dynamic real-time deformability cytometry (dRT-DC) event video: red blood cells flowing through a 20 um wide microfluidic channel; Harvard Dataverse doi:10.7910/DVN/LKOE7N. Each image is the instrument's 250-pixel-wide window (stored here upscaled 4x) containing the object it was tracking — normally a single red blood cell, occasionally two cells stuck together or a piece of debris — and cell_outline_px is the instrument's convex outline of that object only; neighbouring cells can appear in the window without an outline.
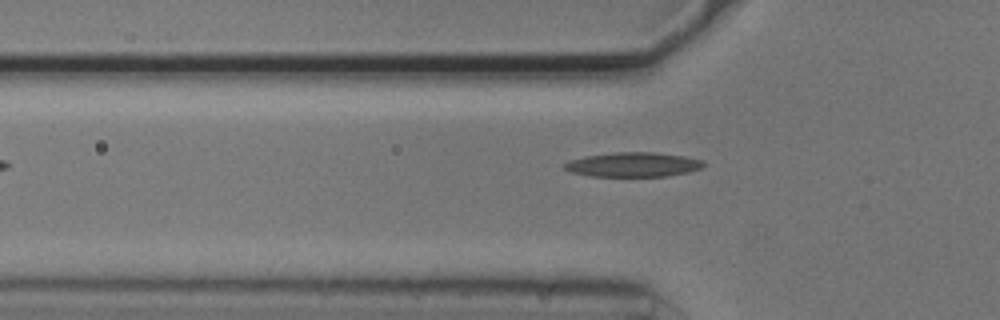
{"species": "common noctule bat (a hibernating species)", "species_latin": "Nyctalus noctula", "temperature_condition": "cold", "stored_images_in_passage": 38, "camera_frame_rate_fps": 3000, "um_per_image_px": 0.085, "animal": {"sex": "male", "body_mass_g": 20.5, "forearm_length_mm": 52.5}, "frame": {"image": 1, "passage_image": 3, "time_ms": 0.667, "image_size_px": [1000, 320], "cell_outline_px": [[704, 164], [700, 168], [688, 172], [668, 176], [592, 176], [572, 172], [564, 168], [564, 164], [572, 160], [584, 156], [612, 152], [656, 152], [684, 156], [704, 160]], "centroid_in_image_um": [53.84, 13.98], "position_along_channel_um": 72.0, "area_um2": 19.77}}
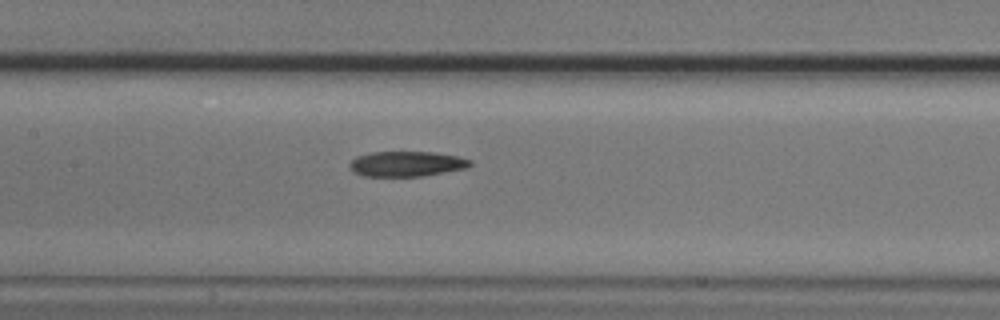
{"frame": {"image": 2, "passage_image": 11, "time_ms": 3.333, "image_size_px": [1000, 320], "cell_outline_px": [[472, 164], [468, 168], [420, 176], [360, 176], [352, 172], [348, 168], [348, 164], [356, 156], [372, 152], [432, 152], [456, 156], [472, 160]], "centroid_in_image_um": [34.51, 13.93], "position_along_channel_um": 172.9, "area_um2": 17.8}}
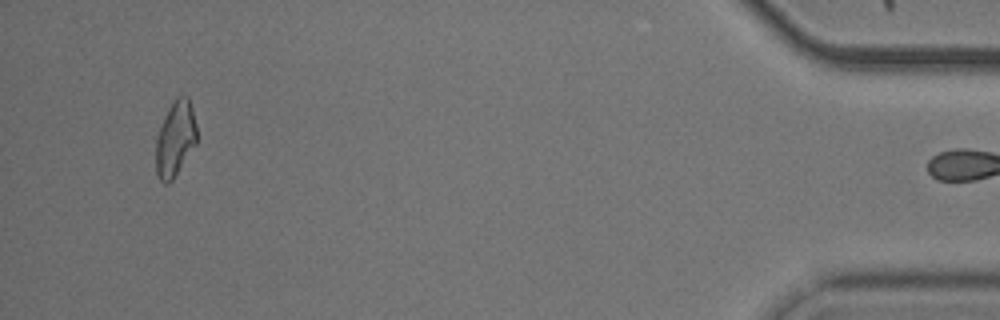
{"frame": {"image": 3, "passage_image": 37, "time_ms": 12.0, "image_size_px": [1000, 320], "cell_outline_px": [[196, 144], [172, 180], [168, 184], [164, 184], [160, 180], [156, 172], [156, 136], [168, 108], [176, 96], [188, 96], [192, 108], [196, 124]], "centroid_in_image_um": [14.89, 11.79], "position_along_channel_um": 420.3, "area_um2": 17.92}}